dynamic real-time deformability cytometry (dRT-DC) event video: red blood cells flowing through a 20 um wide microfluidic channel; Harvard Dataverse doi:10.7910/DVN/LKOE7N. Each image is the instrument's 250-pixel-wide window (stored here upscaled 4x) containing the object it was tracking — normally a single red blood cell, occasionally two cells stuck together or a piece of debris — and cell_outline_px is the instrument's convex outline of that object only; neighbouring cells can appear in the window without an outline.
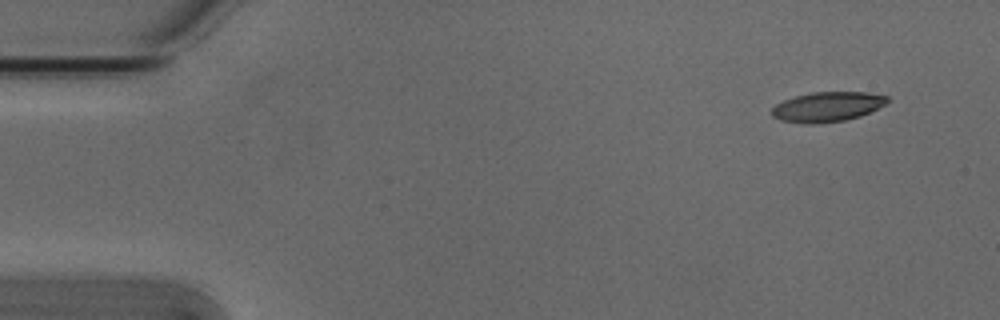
{"species": "Egyptian fruit bat (a non-hibernating species)", "species_latin": "Rousettus aegyptiacus", "temperature_condition": "cold", "stored_images_in_passage": 4, "camera_frame_rate_fps": 3000, "um_per_image_px": 0.085, "animal": {"sex": "male"}, "frame": {"image": 1, "passage_image": 1, "time_ms": 0.0, "image_size_px": [1000, 320], "cell_outline_px": [[888, 100], [884, 104], [860, 116], [844, 120], [812, 124], [804, 124], [780, 120], [772, 116], [772, 108], [776, 104], [784, 100], [796, 96], [812, 92], [868, 92], [888, 96]], "centroid_in_image_um": [70.29, 9.07], "position_along_channel_um": 14.7, "area_um2": 19.88}}
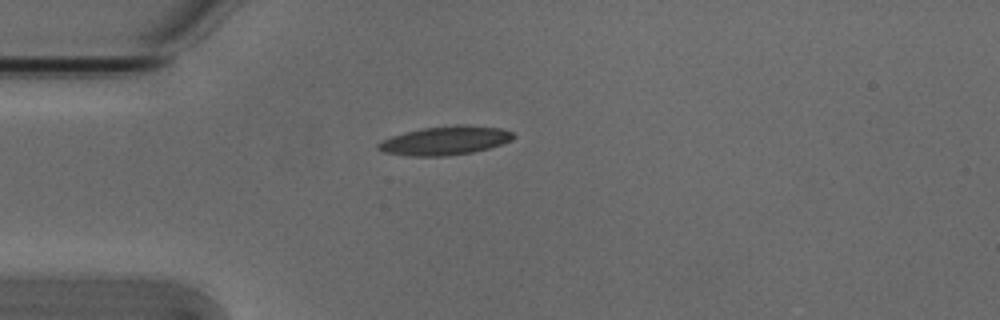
{"frame": {"image": 2, "passage_image": 4, "time_ms": 1.0, "image_size_px": [1000, 320], "cell_outline_px": [[516, 136], [512, 140], [488, 148], [472, 152], [444, 156], [412, 156], [384, 152], [376, 148], [376, 144], [392, 136], [404, 132], [420, 128], [456, 124], [468, 124], [500, 128], [512, 132]], "centroid_in_image_um": [37.84, 11.93], "position_along_channel_um": 47.2, "area_um2": 22.72}}